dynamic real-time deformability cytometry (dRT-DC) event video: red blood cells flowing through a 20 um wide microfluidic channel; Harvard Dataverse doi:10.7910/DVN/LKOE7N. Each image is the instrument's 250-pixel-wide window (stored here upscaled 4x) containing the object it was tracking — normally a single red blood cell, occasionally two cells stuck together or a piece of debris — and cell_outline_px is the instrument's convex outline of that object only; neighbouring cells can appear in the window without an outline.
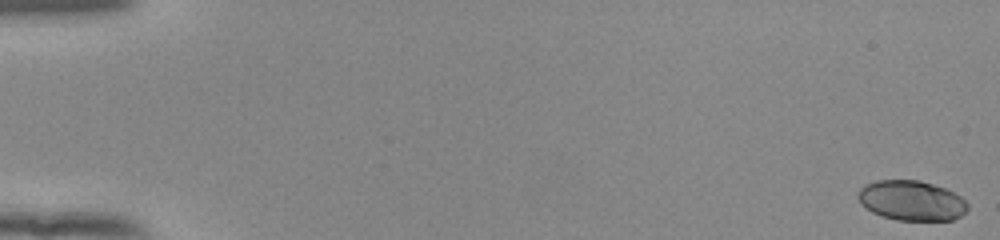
{"species": "human", "species_latin": "Homo sapiens", "temperature_condition": "room temperature", "stored_images_in_passage": 55, "camera_frame_rate_fps": 3000, "um_per_image_px": 0.085, "donor": {"sex": "female"}, "frame": {"image": 1, "passage_image": 1, "time_ms": 0.0, "image_size_px": [1000, 240], "cell_outline_px": [[968, 208], [960, 216], [952, 220], [896, 220], [872, 212], [860, 204], [856, 196], [856, 192], [864, 184], [876, 180], [920, 180], [944, 188], [960, 196], [968, 204]], "centroid_in_image_um": [77.42, 17.04], "position_along_channel_um": 7.6, "area_um2": 25.61}}
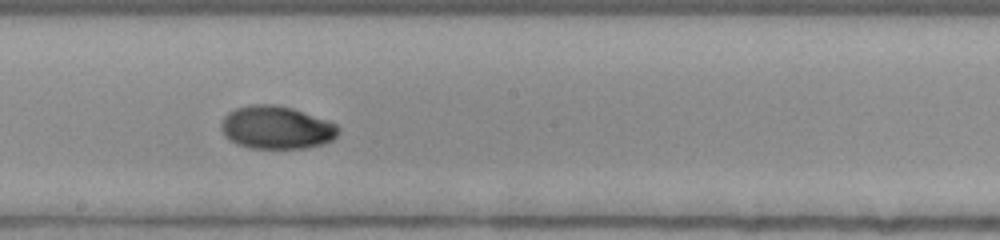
{"frame": {"image": 2, "passage_image": 32, "time_ms": 10.333, "image_size_px": [1000, 240], "cell_outline_px": [[340, 132], [332, 140], [324, 144], [308, 148], [248, 148], [236, 144], [228, 140], [224, 136], [220, 128], [220, 124], [224, 116], [228, 112], [236, 108], [248, 104], [276, 104], [292, 108], [328, 120], [336, 124]], "centroid_in_image_um": [23.47, 10.84], "position_along_channel_um": 224.7, "area_um2": 29.77}}
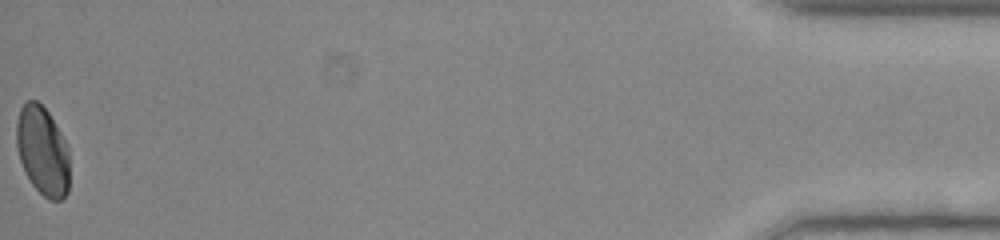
{"frame": {"image": 3, "passage_image": 55, "time_ms": 18.0, "image_size_px": [1000, 240], "cell_outline_px": [[68, 192], [60, 200], [48, 200], [32, 184], [24, 172], [16, 148], [16, 120], [20, 108], [28, 100], [36, 100], [48, 112], [60, 132], [68, 148]], "centroid_in_image_um": [3.59, 12.83], "position_along_channel_um": 431.6, "area_um2": 27.46}, "authors_computed_cell_mechanics": {"area_um2": 27.8596, "velocity_mm_per_s": 3.88, "shape_relaxation_time_tau1_ms": 6.6641, "shape_relaxation_time_tau2_ms": 1.8141, "deformation_change_tau1": 0.1875, "deformation_change_tau2": 0.0199}}